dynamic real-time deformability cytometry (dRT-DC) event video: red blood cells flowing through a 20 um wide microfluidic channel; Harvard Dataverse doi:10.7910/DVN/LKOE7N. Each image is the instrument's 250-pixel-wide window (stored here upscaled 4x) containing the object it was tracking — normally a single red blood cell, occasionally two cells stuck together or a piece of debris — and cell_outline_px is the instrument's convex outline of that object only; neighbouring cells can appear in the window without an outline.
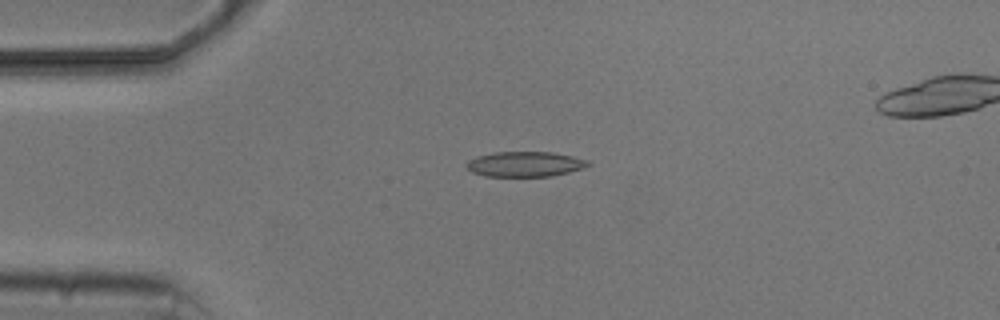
{"species": "common noctule bat (a hibernating species)", "species_latin": "Nyctalus noctula", "temperature_condition": "cold", "stored_images_in_passage": 4, "camera_frame_rate_fps": 3000, "um_per_image_px": 0.085, "animal": {"sex": "male", "body_mass_g": 20.5, "forearm_length_mm": 52.5}, "frame": {"image": 1, "passage_image": 3, "time_ms": 2.333, "image_size_px": [1000, 320], "cell_outline_px": [[592, 164], [568, 172], [552, 176], [484, 176], [472, 172], [464, 164], [468, 160], [476, 156], [496, 152], [552, 152], [572, 156], [588, 160]], "centroid_in_image_um": [44.59, 13.94], "position_along_channel_um": 40.4, "area_um2": 17.74}}